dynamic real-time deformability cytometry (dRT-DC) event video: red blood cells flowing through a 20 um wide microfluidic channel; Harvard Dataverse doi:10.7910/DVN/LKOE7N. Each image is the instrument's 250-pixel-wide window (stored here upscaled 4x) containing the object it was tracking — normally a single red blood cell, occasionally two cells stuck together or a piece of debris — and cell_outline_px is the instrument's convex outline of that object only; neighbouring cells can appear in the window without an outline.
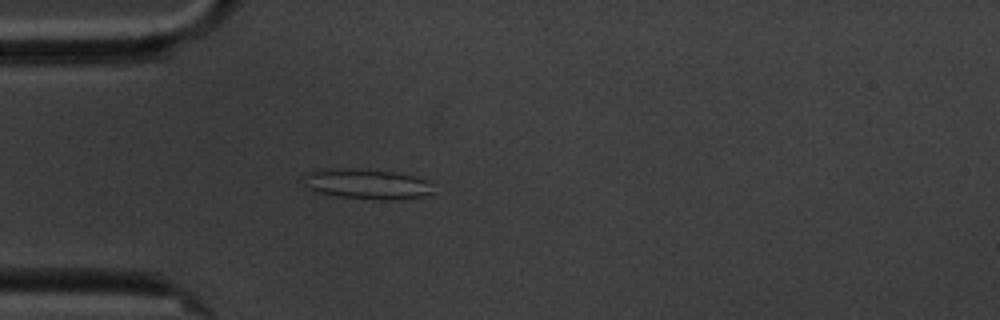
{"species": "common noctule bat (a hibernating species)", "species_latin": "Nyctalus noctula", "temperature_condition": "cold", "stored_images_in_passage": 4, "camera_frame_rate_fps": 3000, "um_per_image_px": 0.085, "animal": {"sex": "male", "body_mass_g": 20.1, "forearm_length_mm": 53.5}, "frame": {"image": 1, "passage_image": 4, "time_ms": 3.667, "image_size_px": [1000, 320], "cell_outline_px": [[432, 192], [424, 196], [392, 200], [380, 200], [336, 196], [320, 192], [308, 188], [304, 176], [304, 172], [348, 168], [392, 172], [412, 176], [424, 180], [432, 184]], "centroid_in_image_um": [31.2, 15.66], "position_along_channel_um": 53.8, "area_um2": 22.25}}